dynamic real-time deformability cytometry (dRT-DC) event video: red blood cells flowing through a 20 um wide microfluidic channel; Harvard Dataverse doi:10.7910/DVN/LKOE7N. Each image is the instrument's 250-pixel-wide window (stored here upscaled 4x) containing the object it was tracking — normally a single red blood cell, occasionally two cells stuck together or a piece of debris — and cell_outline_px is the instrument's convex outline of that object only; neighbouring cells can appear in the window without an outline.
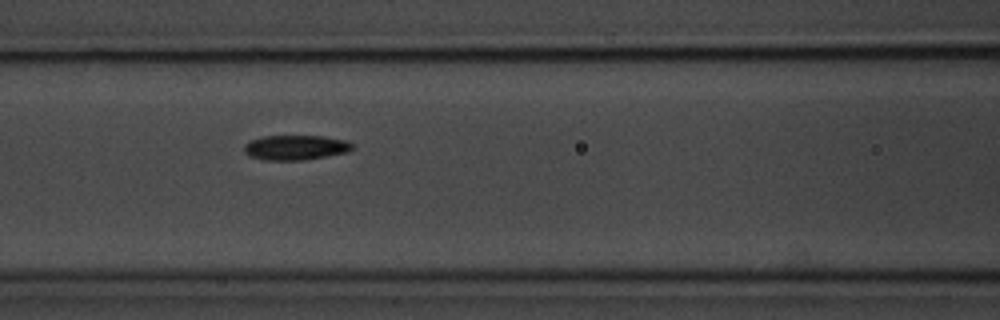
{"species": "common noctule bat (a hibernating species)", "species_latin": "Nyctalus noctula", "temperature_condition": "room temperature", "stored_images_in_passage": 4, "camera_frame_rate_fps": 3000, "um_per_image_px": 0.085, "animal": {"sex": "male", "body_mass_g": 20.1, "forearm_length_mm": 53.5}, "frame": {"image": 1, "passage_image": 3, "time_ms": 2.333, "image_size_px": [1000, 320], "cell_outline_px": [[352, 148], [348, 152], [300, 160], [264, 160], [248, 156], [244, 152], [244, 144], [260, 136], [324, 136], [344, 140], [352, 144]], "centroid_in_image_um": [25.06, 12.53], "position_along_channel_um": 141.5, "area_um2": 15.55}}
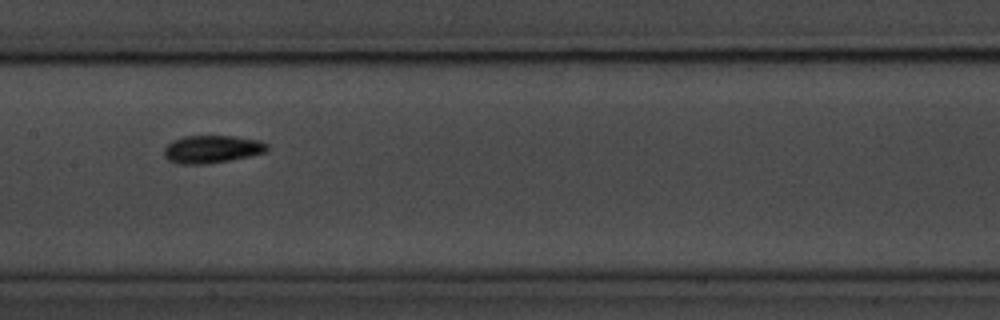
{"frame": {"image": 2, "passage_image": 4, "time_ms": 3.667, "image_size_px": [1000, 320], "cell_outline_px": [[268, 148], [264, 152], [248, 156], [208, 164], [180, 164], [168, 160], [164, 156], [164, 148], [172, 140], [184, 136], [236, 136], [260, 140], [268, 144]], "centroid_in_image_um": [17.99, 12.67], "position_along_channel_um": 189.4, "area_um2": 16.65}}